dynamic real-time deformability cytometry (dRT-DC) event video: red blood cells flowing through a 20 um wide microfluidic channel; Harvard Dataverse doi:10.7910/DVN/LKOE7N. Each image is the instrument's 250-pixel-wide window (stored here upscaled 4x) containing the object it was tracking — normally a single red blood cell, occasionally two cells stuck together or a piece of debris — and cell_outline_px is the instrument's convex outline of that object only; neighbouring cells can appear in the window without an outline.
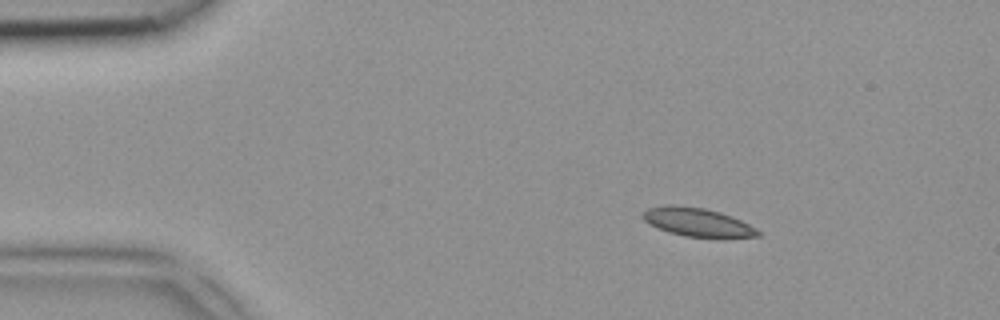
{"species": "common noctule bat (a hibernating species)", "species_latin": "Nyctalus noctula", "temperature_condition": "room temperature", "stored_images_in_passage": 4, "camera_frame_rate_fps": 3000, "um_per_image_px": 0.085, "animal": {"sex": "female", "body_mass_g": 18.4}, "frame": {"image": 1, "passage_image": 1, "time_ms": 0.0, "image_size_px": [1000, 320], "cell_outline_px": [[760, 236], [684, 236], [668, 232], [648, 224], [644, 220], [640, 212], [648, 208], [668, 204], [704, 208], [720, 212], [732, 216], [756, 228], [760, 232]], "centroid_in_image_um": [59.19, 18.85], "position_along_channel_um": 25.8, "area_um2": 18.79}}
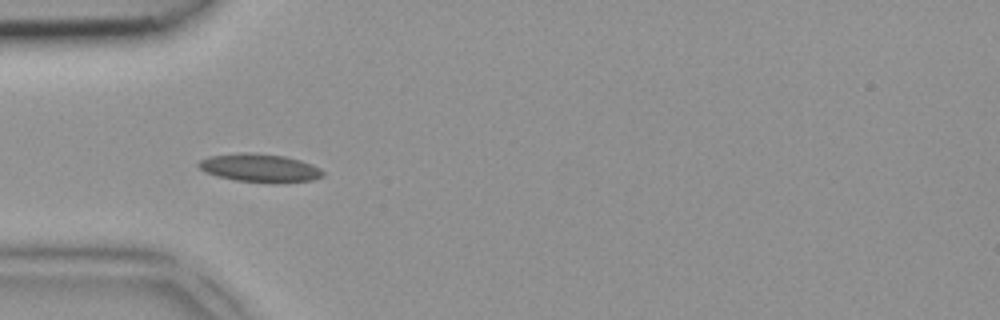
{"frame": {"image": 2, "passage_image": 3, "time_ms": 0.667, "image_size_px": [1000, 320], "cell_outline_px": [[324, 176], [312, 180], [276, 184], [272, 184], [236, 180], [216, 176], [204, 172], [196, 164], [200, 160], [208, 156], [240, 152], [252, 152], [284, 156], [300, 160], [312, 164], [320, 168], [324, 172]], "centroid_in_image_um": [22.08, 14.28], "position_along_channel_um": 62.9, "area_um2": 20.92}}